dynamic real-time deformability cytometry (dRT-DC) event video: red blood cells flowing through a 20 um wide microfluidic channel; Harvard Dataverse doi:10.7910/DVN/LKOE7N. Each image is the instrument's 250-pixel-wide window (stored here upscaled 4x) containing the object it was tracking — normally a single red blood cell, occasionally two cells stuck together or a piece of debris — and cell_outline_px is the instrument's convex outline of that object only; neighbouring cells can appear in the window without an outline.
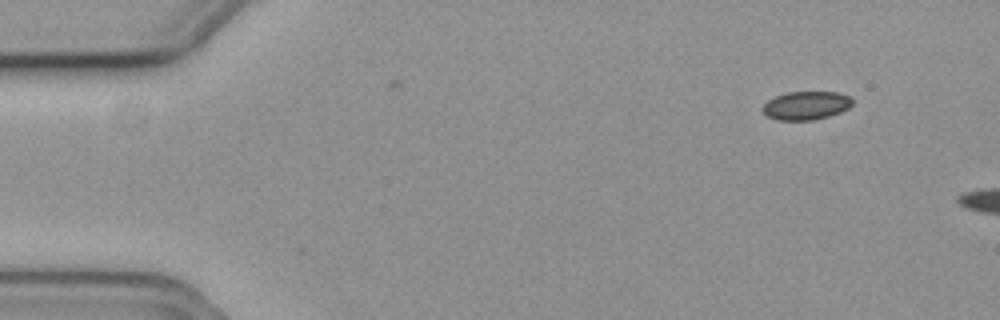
{"species": "common noctule bat (a hibernating species)", "species_latin": "Nyctalus noctula", "temperature_condition": "cold", "stored_images_in_passage": 3, "camera_frame_rate_fps": 3000, "um_per_image_px": 0.085, "animal": {"sex": "female", "body_mass_g": 19.3, "forearm_length_mm": 54.1}, "frame": {"image": 1, "passage_image": 1, "time_ms": 0.0, "image_size_px": [1000, 320], "cell_outline_px": [[852, 104], [848, 108], [840, 112], [828, 116], [812, 120], [776, 120], [768, 116], [760, 108], [768, 100], [776, 96], [788, 92], [836, 92], [848, 96], [852, 100]], "centroid_in_image_um": [68.49, 8.97], "position_along_channel_um": 16.5, "area_um2": 14.74}}